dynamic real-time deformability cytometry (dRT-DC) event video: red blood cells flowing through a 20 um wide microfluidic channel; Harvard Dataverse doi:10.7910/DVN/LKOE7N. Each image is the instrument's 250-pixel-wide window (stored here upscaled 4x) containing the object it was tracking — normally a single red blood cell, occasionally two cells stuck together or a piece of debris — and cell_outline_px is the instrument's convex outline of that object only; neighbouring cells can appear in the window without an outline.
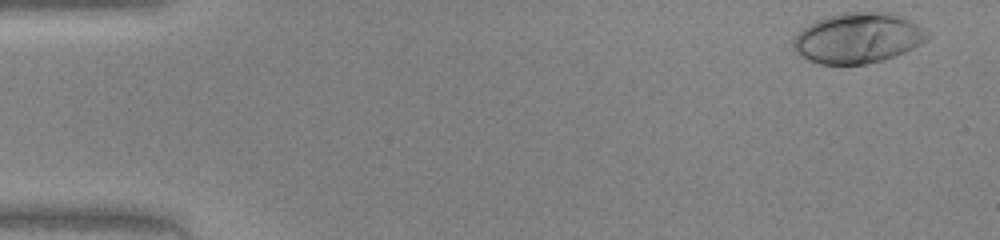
{"species": "human", "species_latin": "Homo sapiens", "temperature_condition": "warm", "stored_images_in_passage": 46, "camera_frame_rate_fps": 3000, "um_per_image_px": 0.085, "donor": {"sex": "female"}, "frame": {"image": 1, "passage_image": 1, "time_ms": 0.0, "image_size_px": [1000, 240], "cell_outline_px": [[928, 36], [920, 44], [904, 52], [884, 60], [864, 64], [820, 64], [808, 60], [796, 52], [792, 48], [792, 40], [804, 28], [816, 20], [828, 16], [844, 12], [892, 12], [916, 24], [928, 32]], "centroid_in_image_um": [72.89, 3.24], "position_along_channel_um": 12.1, "area_um2": 39.02}}
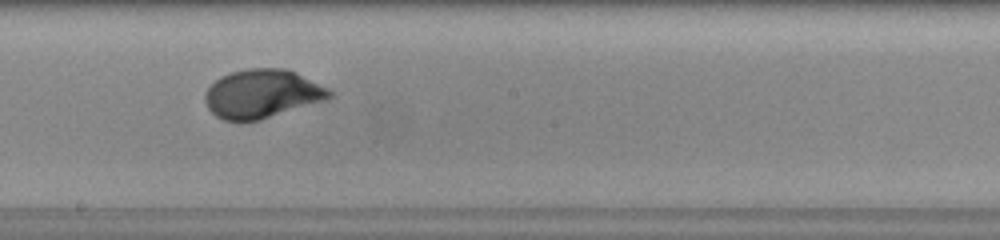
{"frame": {"image": 2, "passage_image": 25, "time_ms": 8.0, "image_size_px": [1000, 240], "cell_outline_px": [[332, 96], [328, 100], [260, 120], [224, 120], [216, 116], [208, 108], [204, 100], [204, 92], [220, 76], [232, 72], [248, 68], [284, 68], [296, 72], [328, 88], [332, 92]], "centroid_in_image_um": [22.29, 7.97], "position_along_channel_um": 225.9, "area_um2": 35.32}}
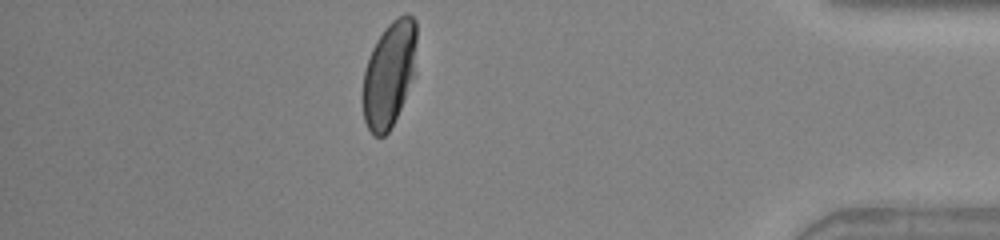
{"frame": {"image": 3, "passage_image": 40, "time_ms": 13.0, "image_size_px": [1000, 240], "cell_outline_px": [[416, 40], [412, 76], [400, 108], [388, 132], [384, 136], [372, 136], [364, 120], [364, 72], [372, 48], [376, 40], [384, 28], [396, 16], [404, 12], [408, 12], [416, 20]], "centroid_in_image_um": [33.07, 6.23], "position_along_channel_um": 402.1, "area_um2": 32.43}}